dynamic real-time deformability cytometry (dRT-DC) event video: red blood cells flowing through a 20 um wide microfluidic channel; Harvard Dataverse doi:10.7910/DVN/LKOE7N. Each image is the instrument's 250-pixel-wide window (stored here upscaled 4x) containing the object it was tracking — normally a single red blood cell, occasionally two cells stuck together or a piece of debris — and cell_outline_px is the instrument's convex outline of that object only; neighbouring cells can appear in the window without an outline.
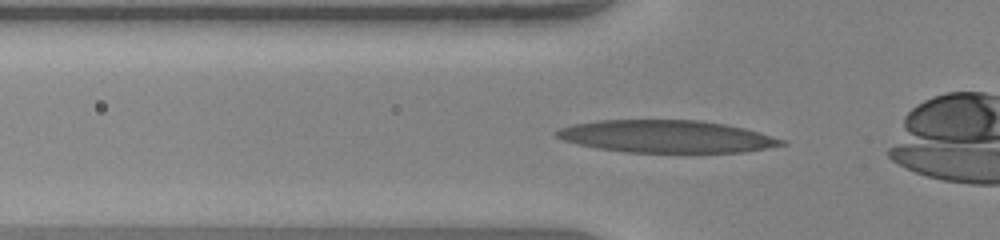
{"species": "human", "species_latin": "Homo sapiens", "temperature_condition": "warm", "stored_images_in_passage": 29, "camera_frame_rate_fps": 3000, "um_per_image_px": 0.085, "donor": {"sex": "female"}, "frame": {"image": 1, "passage_image": 2, "time_ms": 0.333, "image_size_px": [1000, 240], "cell_outline_px": [[788, 144], [744, 152], [624, 152], [596, 148], [564, 140], [556, 136], [552, 132], [560, 128], [572, 124], [596, 120], [700, 120], [724, 124], [744, 128], [760, 132], [784, 140]], "centroid_in_image_um": [56.63, 11.59], "position_along_channel_um": 69.2, "area_um2": 42.48}}
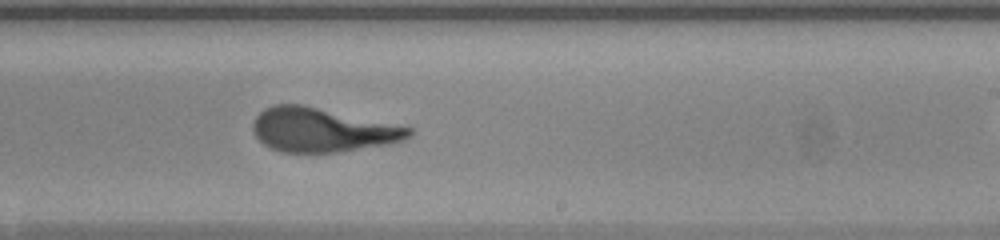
{"frame": {"image": 2, "passage_image": 16, "time_ms": 5.0, "image_size_px": [1000, 240], "cell_outline_px": [[412, 136], [408, 140], [388, 144], [336, 152], [280, 152], [264, 144], [256, 136], [252, 128], [252, 124], [256, 116], [264, 108], [276, 104], [300, 104], [412, 128]], "centroid_in_image_um": [27.37, 11.05], "position_along_channel_um": 261.6, "area_um2": 39.59}}
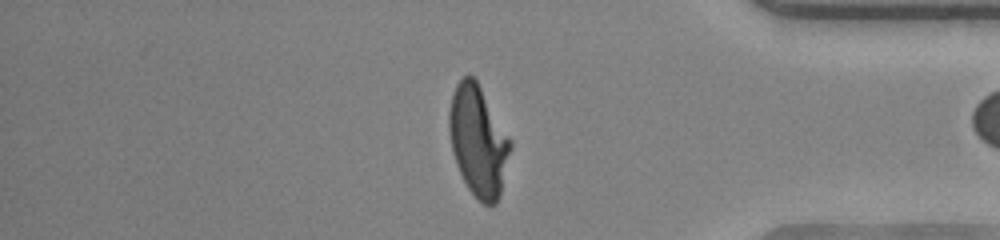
{"frame": {"image": 3, "passage_image": 27, "time_ms": 8.667, "image_size_px": [1000, 240], "cell_outline_px": [[512, 148], [500, 196], [496, 204], [484, 204], [468, 188], [456, 164], [452, 152], [448, 128], [448, 112], [452, 96], [456, 84], [468, 72], [476, 80], [512, 140]], "centroid_in_image_um": [40.65, 11.97], "position_along_channel_um": 394.5, "area_um2": 39.54}, "authors_computed_cell_mechanics": {"area_um2": 40.8068, "velocity_mm_per_s": 4.1515, "shape_relaxation_time_tau1_ms": 4.8014, "shape_relaxation_time_tau2_ms": 0.6951, "deformation_change_tau1": 0.3024, "deformation_change_tau2": 0.0951}}